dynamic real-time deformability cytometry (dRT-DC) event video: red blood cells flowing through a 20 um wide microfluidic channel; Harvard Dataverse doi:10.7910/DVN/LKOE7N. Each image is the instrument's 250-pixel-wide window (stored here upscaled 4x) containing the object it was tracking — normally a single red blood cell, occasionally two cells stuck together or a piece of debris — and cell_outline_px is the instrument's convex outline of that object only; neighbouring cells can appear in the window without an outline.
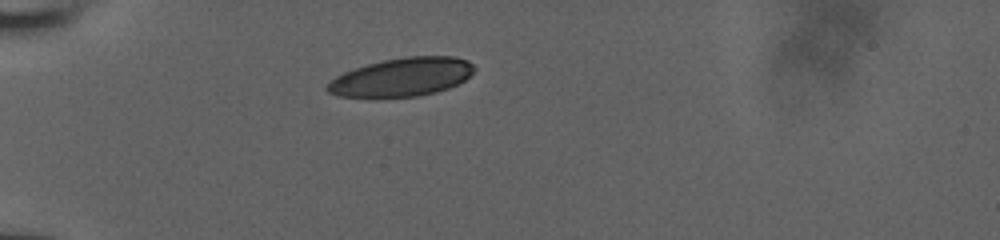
{"species": "human", "species_latin": "Homo sapiens", "temperature_condition": "room temperature", "stored_images_in_passage": 7, "camera_frame_rate_fps": 3000, "um_per_image_px": 0.085, "donor": {"sex": "male"}, "frame": {"image": 1, "passage_image": 1, "time_ms": 0.0, "image_size_px": [1000, 240], "cell_outline_px": [[476, 68], [464, 80], [448, 88], [436, 92], [416, 96], [336, 96], [328, 92], [324, 88], [336, 76], [344, 72], [368, 64], [384, 60], [404, 56], [456, 56], [468, 60]], "centroid_in_image_um": [34.18, 6.53], "position_along_channel_um": 50.8, "area_um2": 32.54}}
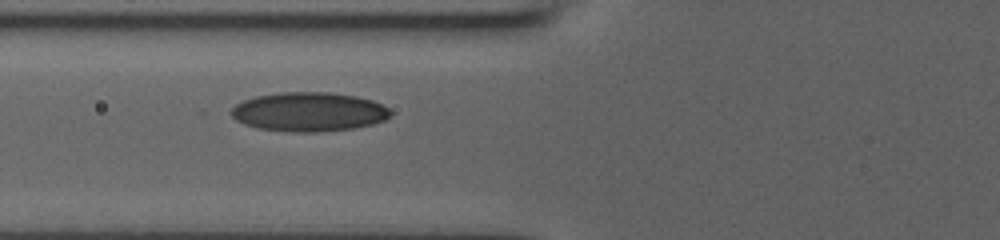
{"frame": {"image": 2, "passage_image": 5, "time_ms": 2.0, "image_size_px": [1000, 240], "cell_outline_px": [[392, 116], [384, 120], [372, 124], [356, 128], [320, 132], [296, 132], [260, 128], [244, 124], [236, 120], [232, 116], [232, 108], [236, 104], [244, 100], [256, 96], [280, 92], [328, 92], [356, 96], [372, 100], [384, 104], [392, 112]], "centroid_in_image_um": [26.3, 9.5], "position_along_channel_um": 99.5, "area_um2": 36.41}}